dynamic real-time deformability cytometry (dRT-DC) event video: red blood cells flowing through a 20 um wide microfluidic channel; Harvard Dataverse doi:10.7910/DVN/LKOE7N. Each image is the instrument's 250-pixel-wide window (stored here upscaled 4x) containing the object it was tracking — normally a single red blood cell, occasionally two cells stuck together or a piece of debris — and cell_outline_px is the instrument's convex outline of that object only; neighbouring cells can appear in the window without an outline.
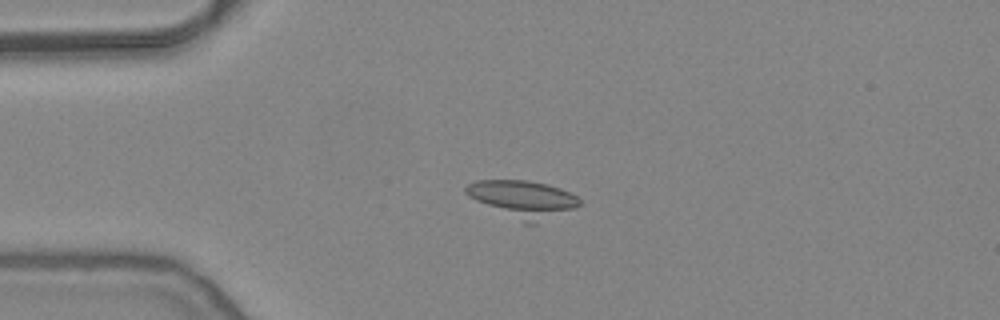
{"species": "common noctule bat (a hibernating species)", "species_latin": "Nyctalus noctula", "temperature_condition": "warm", "stored_images_in_passage": 54, "camera_frame_rate_fps": 3000, "um_per_image_px": 0.085, "animal": {"sex": "female", "body_mass_g": 24.6, "forearm_length_mm": 56.2}, "frame": {"image": 1, "passage_image": 13, "time_ms": 4.0, "image_size_px": [1000, 320], "cell_outline_px": [[584, 204], [576, 208], [536, 224], [524, 224], [468, 196], [464, 192], [464, 188], [468, 184], [476, 180], [528, 180], [548, 184], [560, 188], [576, 196]], "centroid_in_image_um": [44.48, 16.92], "position_along_channel_um": 40.5, "area_um2": 24.62}}
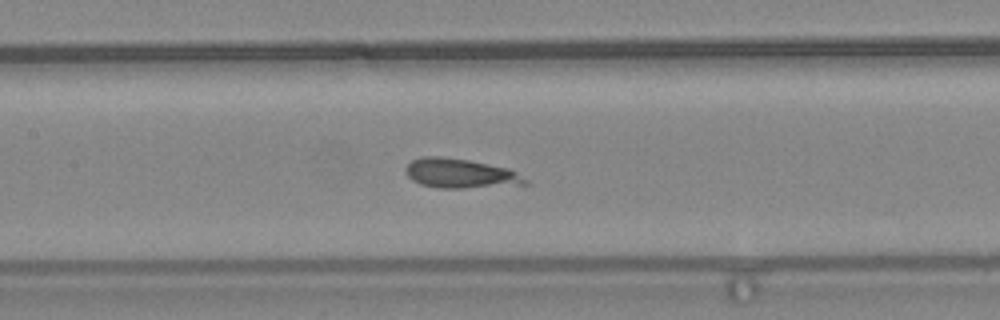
{"frame": {"image": 2, "passage_image": 25, "time_ms": 8.0, "image_size_px": [1000, 320], "cell_outline_px": [[528, 184], [464, 188], [436, 188], [420, 184], [412, 180], [404, 172], [404, 168], [412, 160], [424, 156], [440, 156], [468, 160], [508, 168], [516, 172], [528, 180]], "centroid_in_image_um": [39.09, 14.74], "position_along_channel_um": 168.3, "area_um2": 20.58}}
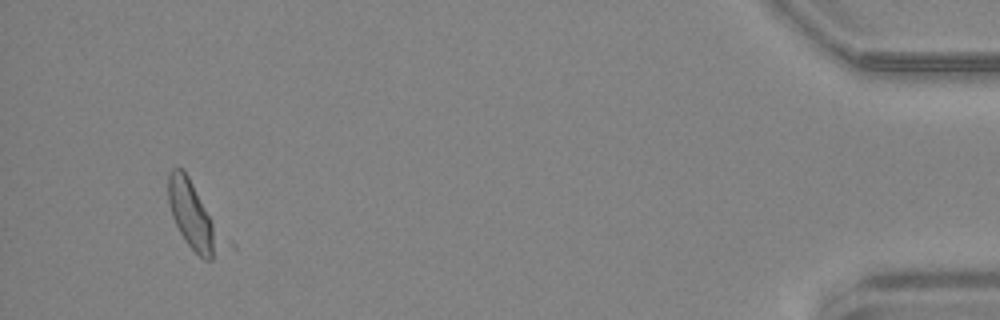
{"frame": {"image": 3, "passage_image": 51, "time_ms": 16.667, "image_size_px": [1000, 320], "cell_outline_px": [[236, 248], [212, 260], [204, 260], [188, 244], [180, 232], [172, 216], [168, 204], [168, 172], [172, 168], [184, 168], [236, 244]], "centroid_in_image_um": [16.71, 18.49], "position_along_channel_um": 418.5, "area_um2": 24.1}}